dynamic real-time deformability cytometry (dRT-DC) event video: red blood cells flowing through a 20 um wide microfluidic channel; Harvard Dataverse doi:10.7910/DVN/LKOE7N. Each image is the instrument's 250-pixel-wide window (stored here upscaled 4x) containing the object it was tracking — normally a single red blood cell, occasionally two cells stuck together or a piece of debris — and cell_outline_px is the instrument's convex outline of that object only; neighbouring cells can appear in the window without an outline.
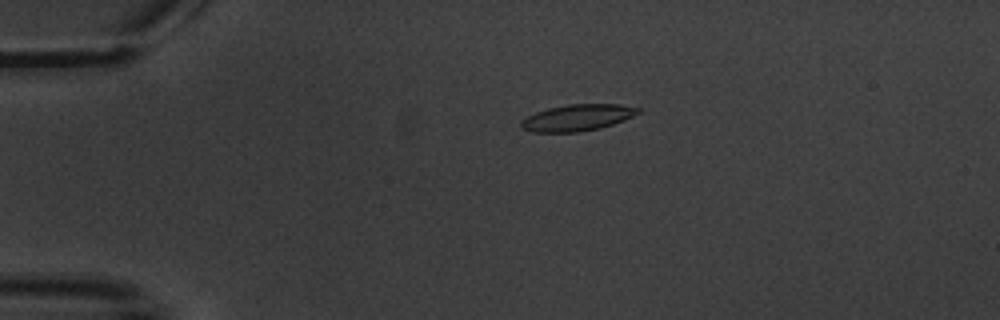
{"species": "common noctule bat (a hibernating species)", "species_latin": "Nyctalus noctula", "temperature_condition": "warm", "stored_images_in_passage": 6, "camera_frame_rate_fps": 3000, "um_per_image_px": 0.085, "animal": {"sex": "male", "body_mass_g": 20.1, "forearm_length_mm": 53.5}, "frame": {"image": 1, "passage_image": 2, "time_ms": 1.333, "image_size_px": [1000, 320], "cell_outline_px": [[640, 112], [624, 120], [600, 128], [576, 132], [532, 132], [520, 128], [520, 120], [536, 112], [548, 108], [568, 104], [620, 104], [640, 108]], "centroid_in_image_um": [49.05, 10.0], "position_along_channel_um": 36.0, "area_um2": 18.03}}
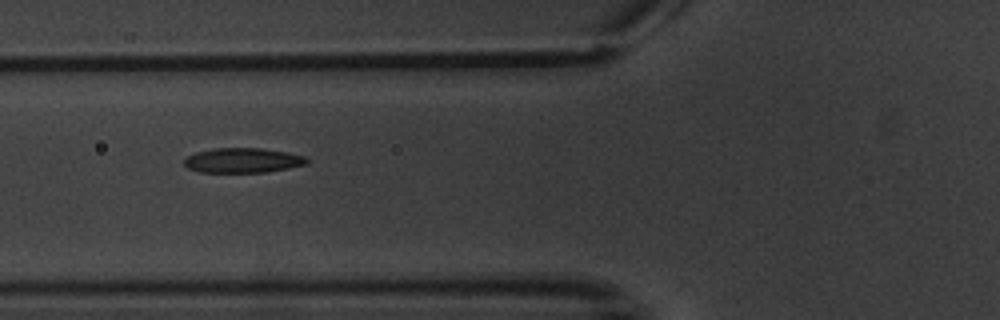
{"frame": {"image": 2, "passage_image": 5, "time_ms": 4.667, "image_size_px": [1000, 320], "cell_outline_px": [[312, 160], [308, 164], [288, 168], [264, 172], [200, 172], [188, 168], [184, 164], [184, 160], [188, 156], [196, 152], [212, 148], [260, 148], [288, 152], [304, 156]], "centroid_in_image_um": [20.67, 13.63], "position_along_channel_um": 105.1, "area_um2": 17.8}}
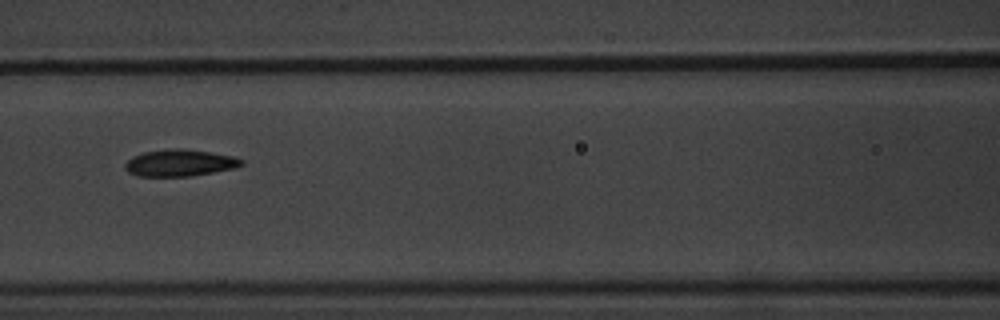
{"frame": {"image": 3, "passage_image": 6, "time_ms": 6.0, "image_size_px": [1000, 320], "cell_outline_px": [[244, 164], [236, 168], [192, 176], [136, 176], [128, 172], [124, 168], [124, 164], [132, 156], [144, 152], [172, 148], [180, 148], [236, 156], [244, 160]], "centroid_in_image_um": [15.29, 13.85], "position_along_channel_um": 151.3, "area_um2": 18.32}}